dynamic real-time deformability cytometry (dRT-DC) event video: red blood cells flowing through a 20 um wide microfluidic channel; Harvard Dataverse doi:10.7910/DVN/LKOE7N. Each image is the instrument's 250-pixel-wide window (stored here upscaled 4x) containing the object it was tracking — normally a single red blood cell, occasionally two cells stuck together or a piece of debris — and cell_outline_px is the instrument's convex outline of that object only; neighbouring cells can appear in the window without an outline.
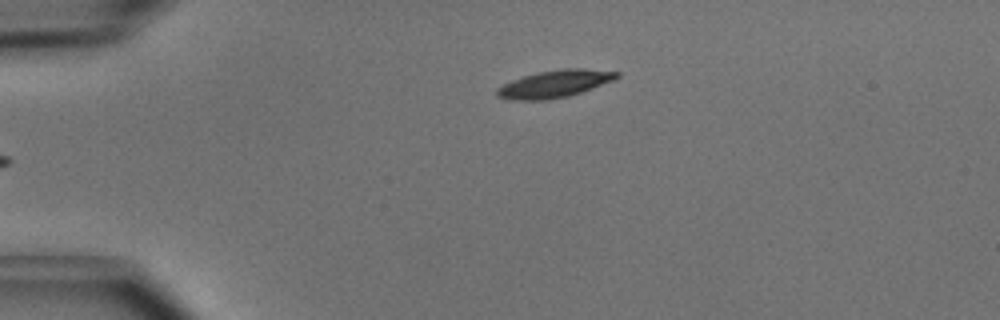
{"species": "common noctule bat (a hibernating species)", "species_latin": "Nyctalus noctula", "temperature_condition": "cold", "stored_images_in_passage": 3, "camera_frame_rate_fps": 3000, "um_per_image_px": 0.085, "animal": {"sex": "male", "body_mass_g": 15.6}, "frame": {"image": 1, "passage_image": 3, "time_ms": 0.667, "image_size_px": [1000, 320], "cell_outline_px": [[620, 76], [612, 80], [592, 88], [568, 96], [548, 100], [512, 100], [496, 96], [496, 88], [512, 80], [536, 72], [564, 68], [584, 68], [620, 72]], "centroid_in_image_um": [47.12, 7.12], "position_along_channel_um": 37.9, "area_um2": 19.02}}